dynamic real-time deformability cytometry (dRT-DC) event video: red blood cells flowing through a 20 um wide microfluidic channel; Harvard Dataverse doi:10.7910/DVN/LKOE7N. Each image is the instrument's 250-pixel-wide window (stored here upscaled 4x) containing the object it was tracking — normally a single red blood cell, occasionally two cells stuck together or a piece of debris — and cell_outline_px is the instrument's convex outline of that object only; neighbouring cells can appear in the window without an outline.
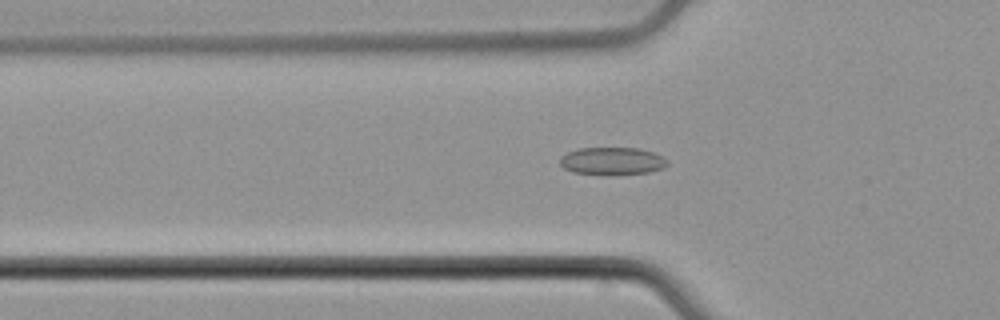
{"species": "common noctule bat (a hibernating species)", "species_latin": "Nyctalus noctula", "temperature_condition": "cold", "stored_images_in_passage": 55, "camera_frame_rate_fps": 3000, "um_per_image_px": 0.085, "animal": {"sex": "male", "body_mass_g": 21.5, "forearm_length_mm": 52.0}, "frame": {"image": 1, "passage_image": 19, "time_ms": 6.0, "image_size_px": [1000, 320], "cell_outline_px": [[668, 164], [664, 168], [648, 172], [608, 176], [600, 176], [572, 172], [564, 168], [560, 164], [560, 156], [568, 152], [580, 148], [640, 148], [656, 152], [668, 160]], "centroid_in_image_um": [52.05, 13.71], "position_along_channel_um": 73.8, "area_um2": 17.8}}
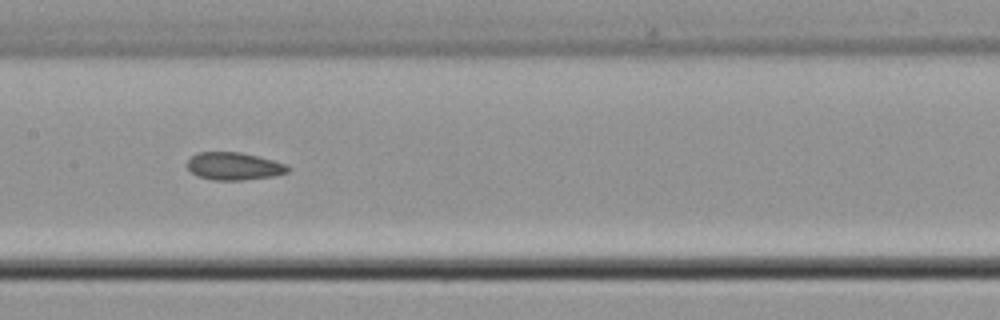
{"frame": {"image": 2, "passage_image": 28, "time_ms": 9.0, "image_size_px": [1000, 320], "cell_outline_px": [[292, 168], [288, 172], [272, 176], [244, 180], [212, 180], [196, 176], [188, 168], [188, 160], [196, 152], [240, 152], [288, 164]], "centroid_in_image_um": [19.9, 14.13], "position_along_channel_um": 187.5, "area_um2": 16.24}}
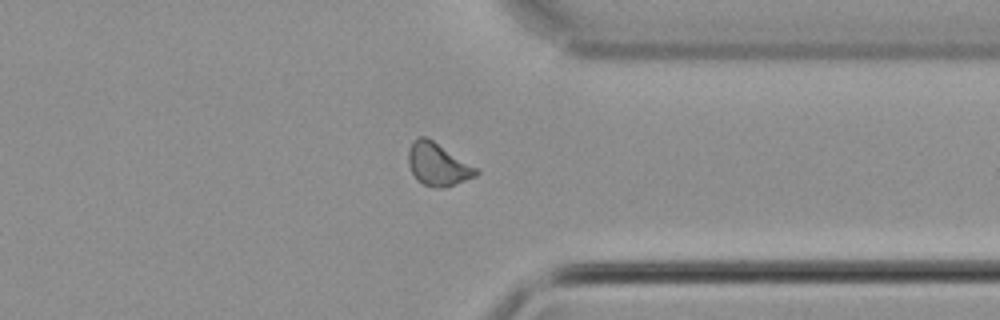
{"frame": {"image": 3, "passage_image": 43, "time_ms": 14.0, "image_size_px": [1000, 320], "cell_outline_px": [[480, 172], [476, 176], [444, 188], [436, 188], [424, 184], [416, 180], [408, 164], [408, 152], [412, 140], [420, 136], [424, 136], [432, 140], [480, 168]], "centroid_in_image_um": [37.24, 13.97], "position_along_channel_um": 374.2, "area_um2": 17.05}, "authors_computed_cell_mechanics": {"area_um2": 16.473, "velocity_mm_per_s": 3.7976, "shape_relaxation_time_tau1_ms": null, "shape_relaxation_time_tau2_ms": 2.8621, "deformation_change_tau1": null, "deformation_change_tau2": 0.0889}}